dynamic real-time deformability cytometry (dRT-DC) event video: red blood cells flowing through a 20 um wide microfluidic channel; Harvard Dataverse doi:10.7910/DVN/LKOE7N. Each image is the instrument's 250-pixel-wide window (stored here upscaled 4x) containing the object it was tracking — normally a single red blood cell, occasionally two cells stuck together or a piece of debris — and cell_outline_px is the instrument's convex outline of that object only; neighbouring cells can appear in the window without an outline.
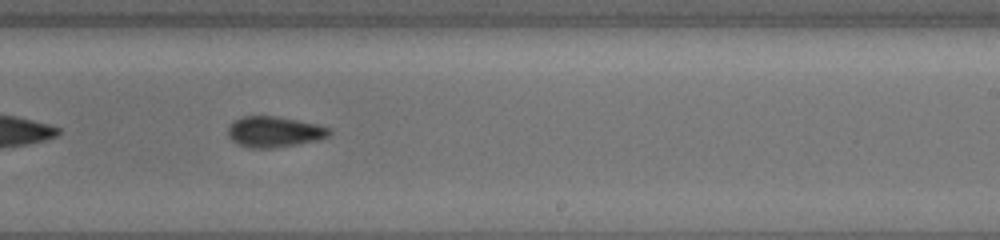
{"species": "common noctule bat (a hibernating species)", "species_latin": "Nyctalus noctula", "temperature_condition": "cold", "stored_images_in_passage": 55, "segment_of_instrument_passage": [2, 2], "camera_frame_rate_fps": 3000, "um_per_image_px": 0.085, "animal": {"sex": "female", "body_mass_g": 19.5, "forearm_length_mm": 54.1}, "frame": {"image": 1, "passage_image": 37, "time_ms": 12.0, "image_size_px": [1000, 240], "cell_outline_px": [[332, 132], [328, 136], [316, 140], [296, 144], [272, 148], [248, 148], [236, 144], [228, 136], [228, 128], [236, 120], [244, 116], [276, 116], [316, 124], [328, 128]], "centroid_in_image_um": [23.28, 11.21], "position_along_channel_um": 265.7, "area_um2": 17.92}}
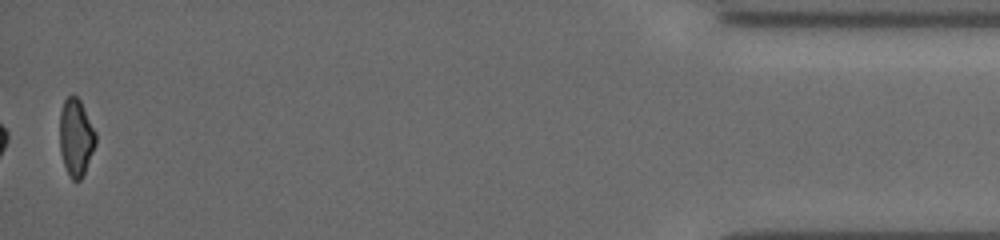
{"frame": {"image": 2, "passage_image": 55, "time_ms": 18.0, "image_size_px": [1000, 240], "cell_outline_px": [[96, 144], [84, 172], [80, 180], [72, 180], [64, 164], [60, 152], [60, 112], [64, 100], [68, 96], [76, 96], [80, 100], [96, 132]], "centroid_in_image_um": [6.46, 11.66], "position_along_channel_um": 428.7, "area_um2": 16.01}}